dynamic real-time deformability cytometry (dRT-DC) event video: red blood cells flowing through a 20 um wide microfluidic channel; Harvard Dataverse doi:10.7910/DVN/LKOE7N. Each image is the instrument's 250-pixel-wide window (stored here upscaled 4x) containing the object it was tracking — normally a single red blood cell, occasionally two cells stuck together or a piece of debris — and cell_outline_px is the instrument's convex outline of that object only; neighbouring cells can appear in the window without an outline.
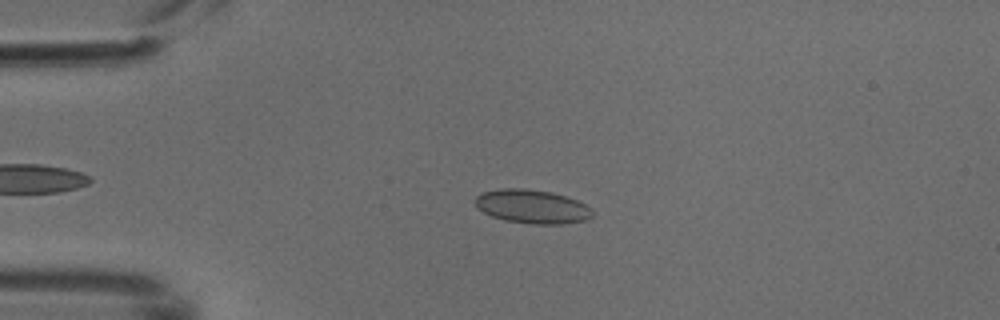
{"species": "common noctule bat (a hibernating species)", "species_latin": "Nyctalus noctula", "temperature_condition": "cold", "stored_images_in_passage": 5, "camera_frame_rate_fps": 3000, "um_per_image_px": 0.085, "animal": {"sex": "male", "body_mass_g": 18.8}, "frame": {"image": 1, "passage_image": 4, "time_ms": 1.0, "image_size_px": [1000, 320], "cell_outline_px": [[592, 216], [584, 220], [564, 224], [532, 224], [504, 220], [492, 216], [484, 212], [476, 204], [476, 196], [480, 192], [500, 188], [524, 188], [552, 192], [576, 200], [592, 208]], "centroid_in_image_um": [45.22, 17.55], "position_along_channel_um": 39.8, "area_um2": 23.0}}